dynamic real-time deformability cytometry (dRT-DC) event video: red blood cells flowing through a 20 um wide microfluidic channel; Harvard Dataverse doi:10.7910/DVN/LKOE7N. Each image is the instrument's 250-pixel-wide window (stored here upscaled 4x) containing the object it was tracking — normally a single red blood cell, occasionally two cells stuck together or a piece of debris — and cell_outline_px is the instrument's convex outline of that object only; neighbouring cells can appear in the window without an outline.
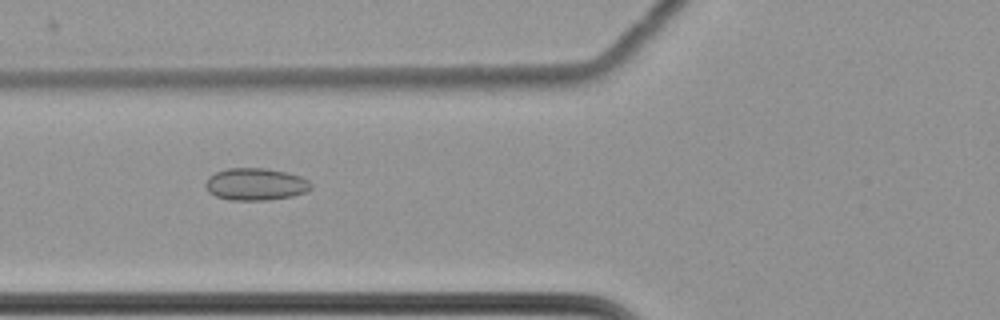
{"species": "common noctule bat (a hibernating species)", "species_latin": "Nyctalus noctula", "temperature_condition": "cold", "stored_images_in_passage": 61, "camera_frame_rate_fps": 3000, "um_per_image_px": 0.085, "animal": {"sex": "female", "body_mass_g": 22.7, "forearm_length_mm": 54.2}, "frame": {"image": 1, "passage_image": 25, "time_ms": 8.0, "image_size_px": [1000, 320], "cell_outline_px": [[312, 188], [308, 192], [292, 196], [268, 200], [228, 200], [216, 196], [208, 192], [204, 184], [208, 176], [216, 172], [228, 168], [264, 168], [288, 172], [300, 176], [308, 180], [312, 184]], "centroid_in_image_um": [21.73, 15.66], "position_along_channel_um": 104.1, "area_um2": 20.06}}
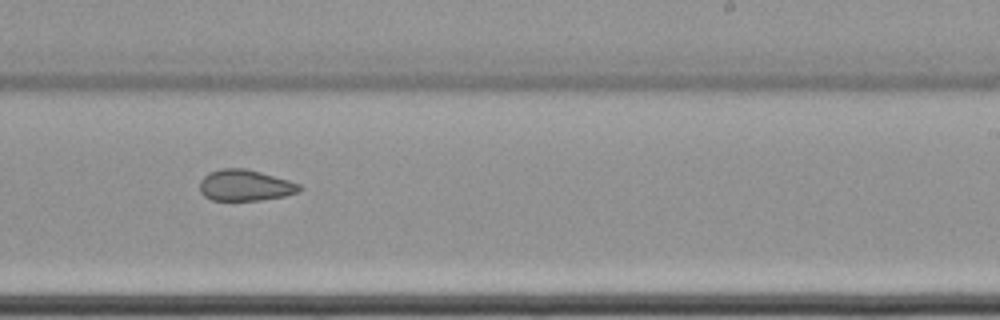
{"frame": {"image": 2, "passage_image": 39, "time_ms": 12.667, "image_size_px": [1000, 320], "cell_outline_px": [[304, 188], [300, 192], [284, 196], [260, 200], [212, 200], [204, 196], [200, 192], [200, 180], [208, 172], [220, 168], [244, 168], [260, 172], [288, 180], [300, 184]], "centroid_in_image_um": [20.84, 15.75], "position_along_channel_um": 268.2, "area_um2": 18.21}}
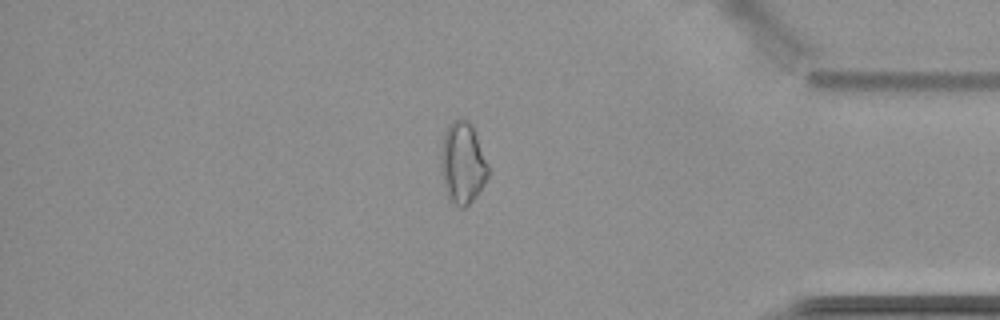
{"frame": {"image": 3, "passage_image": 52, "time_ms": 17.0, "image_size_px": [1000, 320], "cell_outline_px": [[488, 176], [484, 184], [476, 196], [464, 208], [460, 208], [448, 200], [440, 168], [440, 148], [444, 132], [448, 124], [452, 120], [460, 116], [468, 120], [472, 124], [488, 164]], "centroid_in_image_um": [39.29, 13.82], "position_along_channel_um": 395.9, "area_um2": 22.95}, "authors_computed_cell_mechanics": {"area_um2": 22.1952, "velocity_mm_per_s": 3.516, "shape_relaxation_time_tau1_ms": null, "shape_relaxation_time_tau2_ms": 3.2652, "deformation_change_tau1": null, "deformation_change_tau2": 0.0951}}